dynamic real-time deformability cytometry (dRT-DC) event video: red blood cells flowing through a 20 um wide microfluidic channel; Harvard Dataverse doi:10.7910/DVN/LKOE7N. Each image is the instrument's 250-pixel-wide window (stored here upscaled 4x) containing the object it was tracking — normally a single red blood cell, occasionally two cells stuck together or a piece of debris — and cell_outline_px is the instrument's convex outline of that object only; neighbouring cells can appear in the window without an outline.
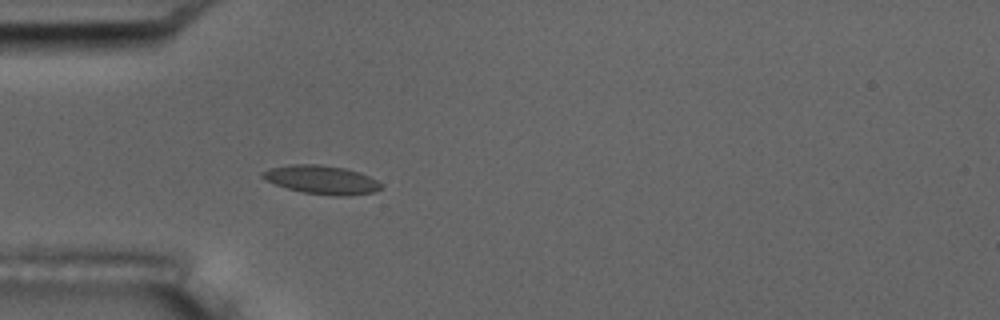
{"species": "common noctule bat (a hibernating species)", "species_latin": "Nyctalus noctula", "temperature_condition": "room temperature", "stored_images_in_passage": 54, "camera_frame_rate_fps": 3000, "um_per_image_px": 0.085, "animal": {"sex": "male", "body_mass_g": 17.5, "forearm_length_mm": 52.3}, "frame": {"image": 1, "passage_image": 16, "time_ms": 5.0, "image_size_px": [1000, 320], "cell_outline_px": [[384, 188], [372, 192], [348, 196], [332, 196], [304, 192], [288, 188], [264, 180], [260, 176], [260, 172], [268, 168], [288, 164], [320, 164], [344, 168], [360, 172], [384, 184]], "centroid_in_image_um": [27.33, 15.27], "position_along_channel_um": 57.7, "area_um2": 20.0}, "authors_computed_cell_mechanics": {"area_um2": 18.3226, "velocity_mm_per_s": 3.6928, "shape_relaxation_time_tau1_ms": 4.7089, "shape_relaxation_time_tau2_ms": 1.2706, "deformation_change_tau1": 0.1335, "deformation_change_tau2": 0.0672}}